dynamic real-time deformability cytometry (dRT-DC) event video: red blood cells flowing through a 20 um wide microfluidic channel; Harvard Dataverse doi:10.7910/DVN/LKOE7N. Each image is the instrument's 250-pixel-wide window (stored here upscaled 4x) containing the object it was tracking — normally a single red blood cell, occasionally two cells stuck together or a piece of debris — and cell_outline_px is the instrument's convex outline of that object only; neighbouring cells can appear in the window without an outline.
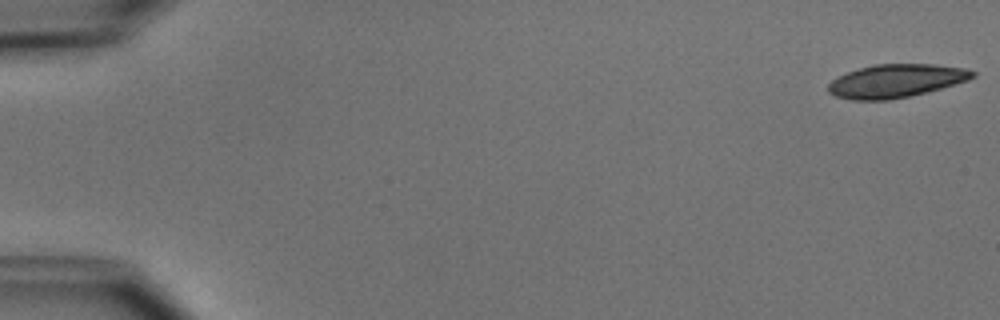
{"species": "common noctule bat (a hibernating species)", "species_latin": "Nyctalus noctula", "temperature_condition": "cold", "stored_images_in_passage": 4, "camera_frame_rate_fps": 3000, "um_per_image_px": 0.085, "animal": {"sex": "male", "body_mass_g": 15.6}, "frame": {"image": 1, "passage_image": 1, "time_ms": 0.0, "image_size_px": [1000, 320], "cell_outline_px": [[976, 76], [968, 80], [928, 92], [888, 100], [852, 100], [836, 96], [828, 92], [828, 84], [832, 80], [848, 72], [860, 68], [876, 64], [936, 64], [964, 68], [976, 72]], "centroid_in_image_um": [76.18, 6.87], "position_along_channel_um": 8.8, "area_um2": 27.86}}